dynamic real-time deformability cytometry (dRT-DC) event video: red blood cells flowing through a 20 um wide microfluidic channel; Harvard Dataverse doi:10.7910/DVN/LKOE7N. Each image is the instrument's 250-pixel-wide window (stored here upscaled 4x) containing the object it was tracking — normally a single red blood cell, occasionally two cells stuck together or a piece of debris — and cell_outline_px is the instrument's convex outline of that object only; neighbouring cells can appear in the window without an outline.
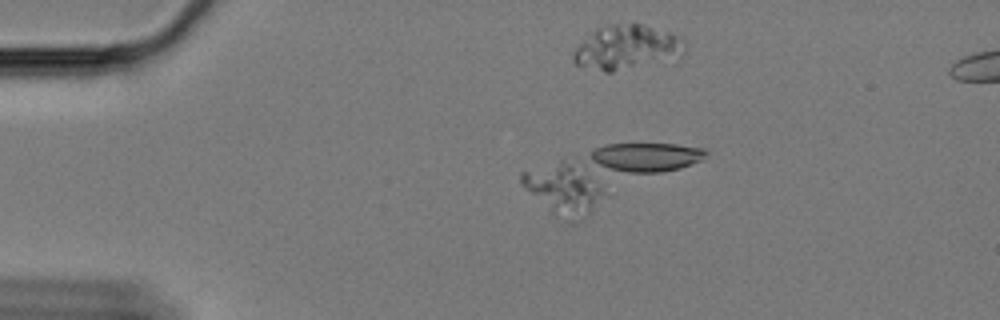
{"species": "Egyptian fruit bat (a non-hibernating species)", "species_latin": "Rousettus aegyptiacus", "temperature_condition": "cold", "stored_images_in_passage": 8, "camera_frame_rate_fps": 3000, "um_per_image_px": 0.085, "animal": {"sex": "female"}, "frame": {"image": 1, "passage_image": 3, "time_ms": 0.667, "image_size_px": [1000, 320], "cell_outline_px": [[608, 196], [588, 212], [552, 212], [520, 184], [520, 172], [560, 160], [576, 168], [604, 188]], "centroid_in_image_um": [47.83, 15.96], "position_along_channel_um": 37.2, "area_um2": 21.91}}